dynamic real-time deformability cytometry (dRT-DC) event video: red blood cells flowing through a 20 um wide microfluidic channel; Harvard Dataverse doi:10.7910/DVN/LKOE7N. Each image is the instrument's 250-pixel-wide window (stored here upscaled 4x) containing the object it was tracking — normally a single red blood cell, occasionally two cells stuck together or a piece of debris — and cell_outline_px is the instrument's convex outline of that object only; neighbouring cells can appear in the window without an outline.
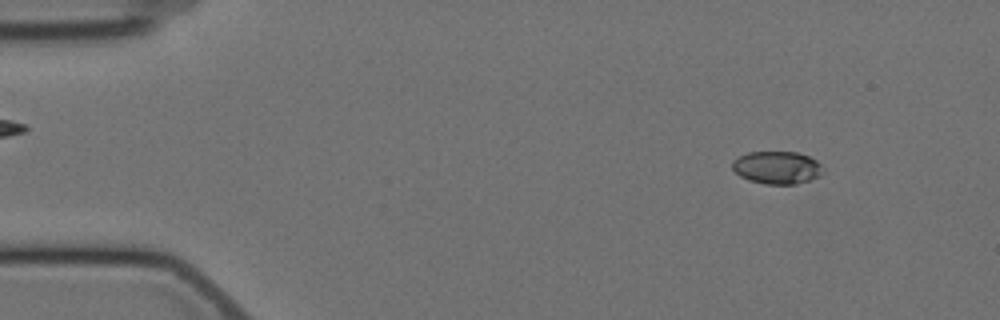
{"species": "Egyptian fruit bat (a non-hibernating species)", "species_latin": "Rousettus aegyptiacus", "temperature_condition": "cold", "stored_images_in_passage": 57, "camera_frame_rate_fps": 3000, "um_per_image_px": 0.085, "animal": {"sex": "female"}, "frame": {"image": 1, "passage_image": 6, "time_ms": 1.667, "image_size_px": [1000, 320], "cell_outline_px": [[824, 172], [820, 176], [796, 184], [764, 184], [748, 180], [740, 176], [732, 168], [732, 160], [748, 152], [796, 152], [808, 156], [816, 160], [820, 164]], "centroid_in_image_um": [66.04, 14.25], "position_along_channel_um": 19.0, "area_um2": 17.28}}
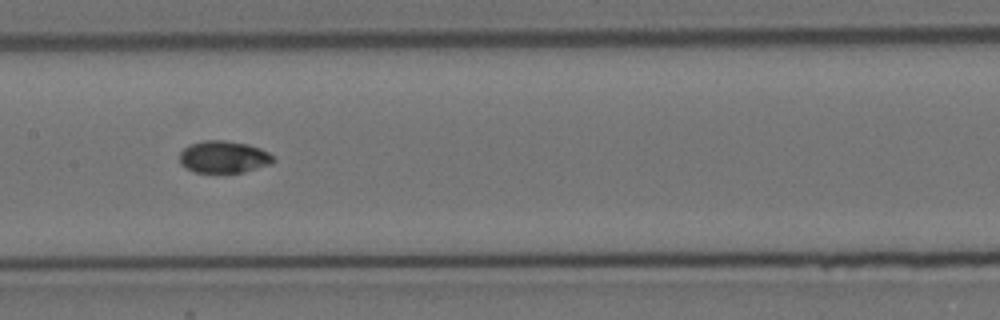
{"frame": {"image": 2, "passage_image": 28, "time_ms": 9.0, "image_size_px": [1000, 320], "cell_outline_px": [[276, 160], [272, 164], [244, 172], [196, 172], [180, 164], [180, 152], [188, 144], [204, 140], [224, 140], [248, 144], [260, 148], [268, 152]], "centroid_in_image_um": [19.03, 13.33], "position_along_channel_um": 188.4, "area_um2": 17.57}}
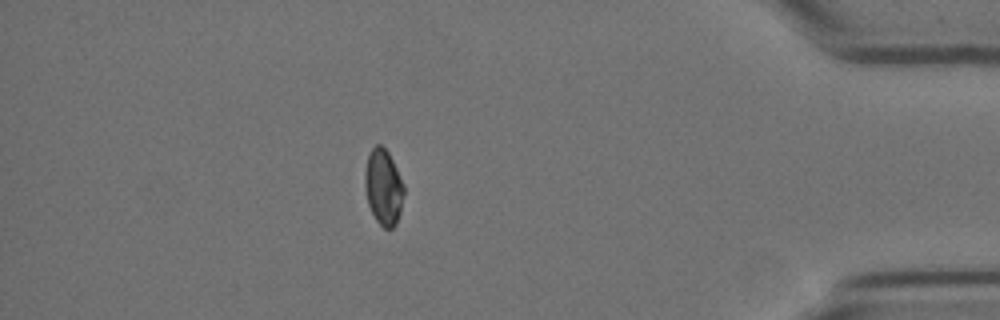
{"frame": {"image": 3, "passage_image": 50, "time_ms": 16.333, "image_size_px": [1000, 320], "cell_outline_px": [[404, 192], [400, 212], [396, 224], [392, 228], [384, 228], [376, 220], [368, 204], [364, 188], [364, 172], [368, 156], [372, 148], [376, 144], [380, 144], [388, 152], [404, 184]], "centroid_in_image_um": [32.58, 15.9], "position_along_channel_um": 402.6, "area_um2": 17.22}, "authors_computed_cell_mechanics": {"area_um2": 17.629, "velocity_mm_per_s": 3.5058, "shape_relaxation_time_tau1_ms": 8.2753, "shape_relaxation_time_tau2_ms": 4.1611, "deformation_change_tau1": 0.1041, "deformation_change_tau2": 0.0486}}